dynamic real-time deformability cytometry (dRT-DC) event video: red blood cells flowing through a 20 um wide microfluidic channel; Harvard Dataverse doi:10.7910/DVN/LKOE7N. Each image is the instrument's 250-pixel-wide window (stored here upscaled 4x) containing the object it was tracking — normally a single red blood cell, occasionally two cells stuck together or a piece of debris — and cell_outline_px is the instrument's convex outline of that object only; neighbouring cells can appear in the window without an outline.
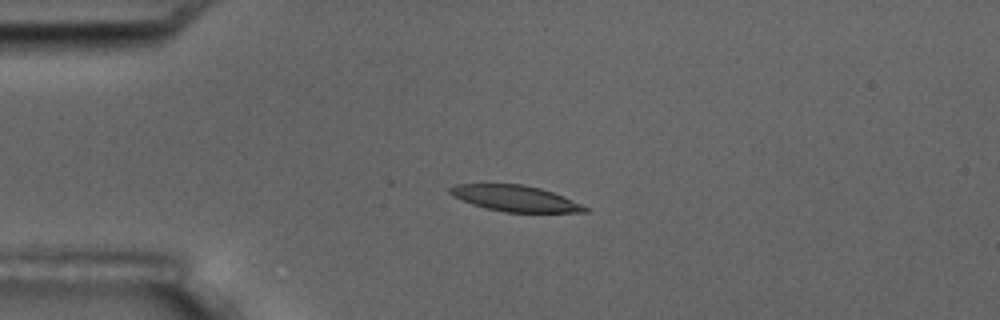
{"species": "common noctule bat (a hibernating species)", "species_latin": "Nyctalus noctula", "temperature_condition": "room temperature", "stored_images_in_passage": 5, "camera_frame_rate_fps": 3000, "um_per_image_px": 0.085, "animal": {"sex": "male", "body_mass_g": 17.5, "forearm_length_mm": 52.3}, "frame": {"image": 1, "passage_image": 4, "time_ms": 4.333, "image_size_px": [1000, 320], "cell_outline_px": [[588, 212], [504, 212], [472, 204], [452, 196], [448, 192], [448, 188], [456, 184], [524, 184], [540, 188], [564, 196], [588, 208]], "centroid_in_image_um": [43.76, 16.85], "position_along_channel_um": 41.2, "area_um2": 20.29}}